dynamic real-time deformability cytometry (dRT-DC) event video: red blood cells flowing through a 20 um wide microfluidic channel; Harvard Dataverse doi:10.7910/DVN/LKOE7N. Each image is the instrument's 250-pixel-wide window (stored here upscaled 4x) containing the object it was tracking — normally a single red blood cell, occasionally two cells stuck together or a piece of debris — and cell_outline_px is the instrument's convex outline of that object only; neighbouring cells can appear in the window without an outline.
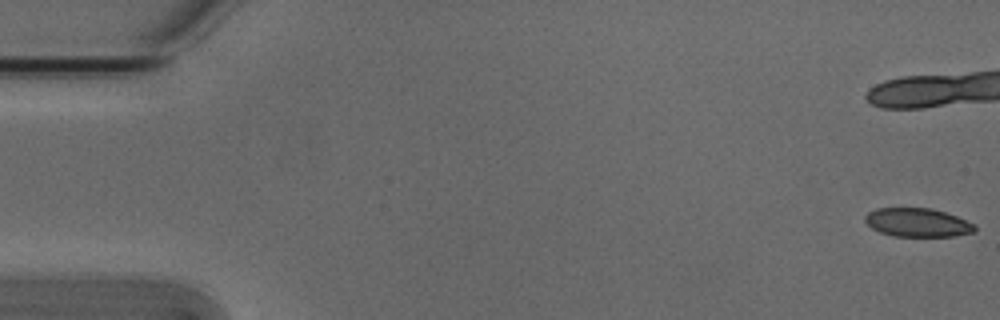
{"species": "Egyptian fruit bat (a non-hibernating species)", "species_latin": "Rousettus aegyptiacus", "temperature_condition": "cold", "stored_images_in_passage": 21, "camera_frame_rate_fps": 3000, "um_per_image_px": 0.085, "animal": {"sex": "male"}, "frame": {"image": 1, "passage_image": 1, "time_ms": 0.0, "image_size_px": [1000, 320], "cell_outline_px": [[976, 232], [952, 236], [892, 236], [880, 232], [872, 228], [864, 220], [864, 216], [868, 212], [876, 208], [932, 208], [956, 216], [976, 224]], "centroid_in_image_um": [77.99, 18.91], "position_along_channel_um": 7.0, "area_um2": 18.38}}